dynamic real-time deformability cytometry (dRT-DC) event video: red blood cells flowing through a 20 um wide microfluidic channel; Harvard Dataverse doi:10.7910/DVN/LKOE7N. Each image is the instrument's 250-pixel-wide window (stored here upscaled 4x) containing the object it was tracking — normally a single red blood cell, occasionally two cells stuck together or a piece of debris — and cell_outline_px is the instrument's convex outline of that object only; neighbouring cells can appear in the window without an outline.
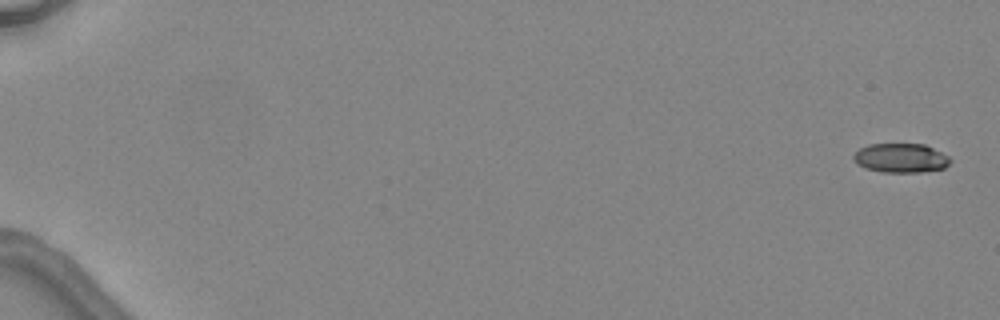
{"species": "common noctule bat (a hibernating species)", "species_latin": "Nyctalus noctula", "temperature_condition": "warm", "stored_images_in_passage": 7, "camera_frame_rate_fps": 3000, "um_per_image_px": 0.085, "animal": {"sex": "female", "body_mass_g": 24.6, "forearm_length_mm": 56.2}, "frame": {"image": 1, "passage_image": 1, "time_ms": 0.0, "image_size_px": [1000, 320], "cell_outline_px": [[952, 160], [944, 168], [920, 172], [880, 172], [864, 168], [856, 164], [852, 160], [852, 156], [860, 148], [868, 144], [924, 144], [948, 156]], "centroid_in_image_um": [76.52, 13.44], "position_along_channel_um": 8.5, "area_um2": 16.53}}